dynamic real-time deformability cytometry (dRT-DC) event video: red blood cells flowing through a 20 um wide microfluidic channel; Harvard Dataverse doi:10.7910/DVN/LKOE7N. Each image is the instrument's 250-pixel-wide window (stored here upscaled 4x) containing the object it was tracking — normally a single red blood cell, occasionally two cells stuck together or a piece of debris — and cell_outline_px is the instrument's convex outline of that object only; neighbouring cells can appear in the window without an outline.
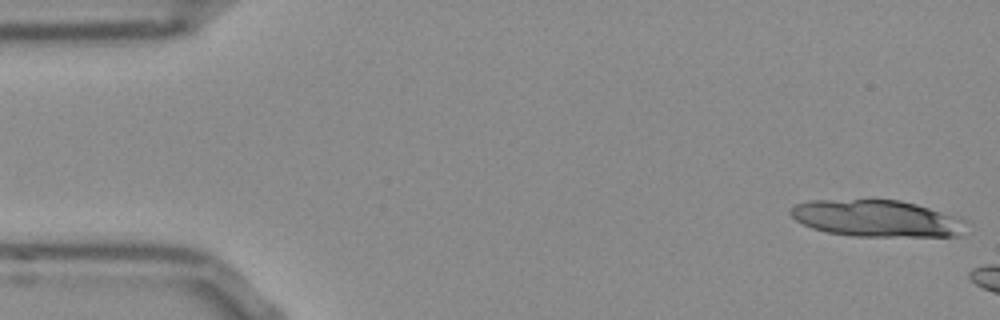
{"species": "Egyptian fruit bat (a non-hibernating species)", "species_latin": "Rousettus aegyptiacus", "temperature_condition": "room temperature", "stored_images_in_passage": 14, "camera_frame_rate_fps": 3000, "um_per_image_px": 0.085, "frame": {"image": 1, "passage_image": 1, "time_ms": 0.0, "image_size_px": [1000, 320], "cell_outline_px": [[964, 220], [960, 236], [852, 236], [828, 232], [812, 228], [796, 220], [788, 212], [796, 204], [812, 200], [900, 200], [916, 204]], "centroid_in_image_um": [74.44, 18.57], "position_along_channel_um": 10.6, "area_um2": 36.88}}